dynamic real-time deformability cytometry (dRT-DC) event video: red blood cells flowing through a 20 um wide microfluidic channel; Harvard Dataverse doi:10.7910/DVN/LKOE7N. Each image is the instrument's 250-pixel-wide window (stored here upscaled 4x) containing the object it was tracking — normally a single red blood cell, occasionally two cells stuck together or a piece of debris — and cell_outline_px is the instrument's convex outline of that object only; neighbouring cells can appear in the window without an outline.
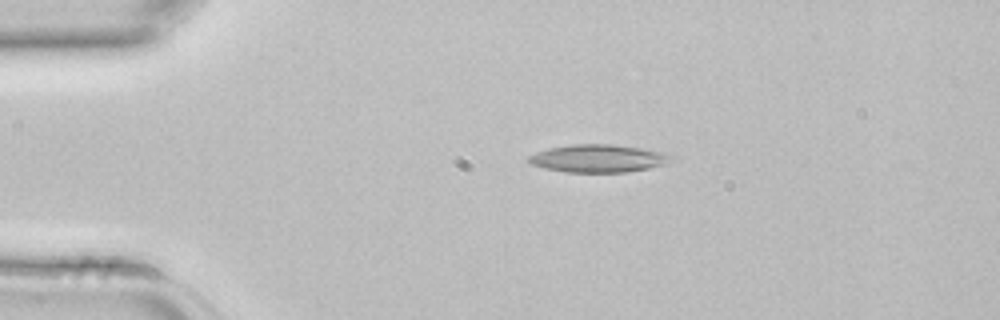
{"species": "common noctule bat (a hibernating species)", "species_latin": "Nyctalus noctula", "temperature_condition": "room temperature", "stored_images_in_passage": 4, "segment_of_instrument_passage": [1, 2], "camera_frame_rate_fps": 3000, "um_per_image_px": 0.085, "animal": {"sex": "female", "body_mass_g": 22.7, "forearm_length_mm": 54.2}, "frame": {"image": 1, "passage_image": 2, "time_ms": 0.333, "image_size_px": [1000, 320], "cell_outline_px": [[676, 156], [668, 164], [648, 168], [624, 172], [564, 172], [544, 168], [532, 164], [524, 160], [528, 156], [536, 152], [548, 148], [572, 144], [612, 144], [668, 152]], "centroid_in_image_um": [50.88, 13.46], "position_along_channel_um": 34.1, "area_um2": 23.41}}